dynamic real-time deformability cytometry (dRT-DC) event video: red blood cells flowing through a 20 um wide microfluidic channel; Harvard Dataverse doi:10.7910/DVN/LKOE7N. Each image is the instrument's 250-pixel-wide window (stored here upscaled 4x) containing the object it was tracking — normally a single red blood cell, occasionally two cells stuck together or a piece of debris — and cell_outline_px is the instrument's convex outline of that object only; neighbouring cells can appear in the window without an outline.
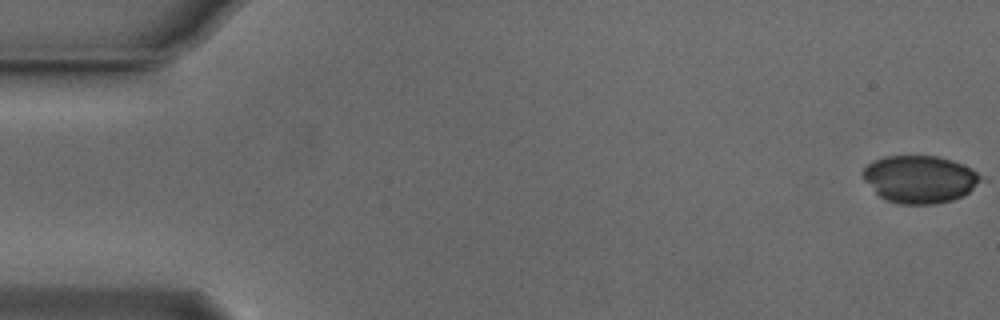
{"species": "Egyptian fruit bat (a non-hibernating species)", "species_latin": "Rousettus aegyptiacus", "temperature_condition": "cold", "stored_images_in_passage": 16, "camera_frame_rate_fps": 3000, "um_per_image_px": 0.085, "animal": {"sex": "male"}, "frame": {"image": 1, "passage_image": 1, "time_ms": 0.0, "image_size_px": [1000, 320], "cell_outline_px": [[980, 180], [964, 196], [952, 200], [936, 204], [900, 204], [884, 200], [864, 180], [860, 172], [872, 160], [884, 156], [936, 156], [952, 160], [976, 172], [980, 176]], "centroid_in_image_um": [78.11, 15.23], "position_along_channel_um": 6.9, "area_um2": 32.43}}
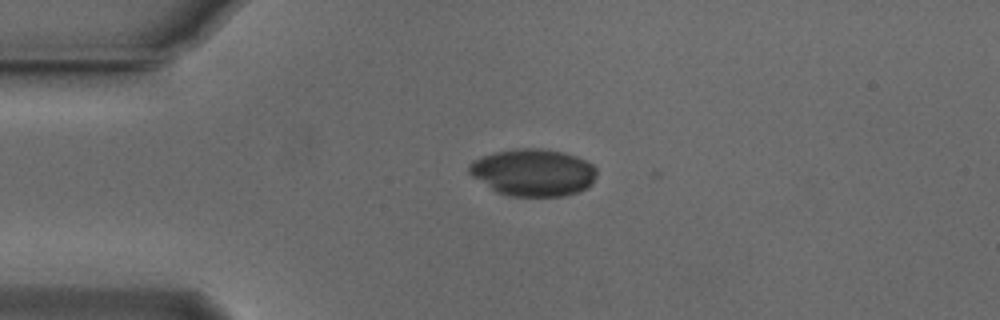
{"frame": {"image": 2, "passage_image": 13, "time_ms": 4.0, "image_size_px": [1000, 320], "cell_outline_px": [[596, 176], [592, 184], [588, 188], [580, 192], [564, 196], [512, 196], [496, 192], [472, 176], [468, 172], [468, 164], [472, 160], [496, 152], [520, 148], [540, 148], [564, 152], [576, 156], [592, 164], [596, 168]], "centroid_in_image_um": [45.34, 14.67], "position_along_channel_um": 39.7, "area_um2": 35.2}}